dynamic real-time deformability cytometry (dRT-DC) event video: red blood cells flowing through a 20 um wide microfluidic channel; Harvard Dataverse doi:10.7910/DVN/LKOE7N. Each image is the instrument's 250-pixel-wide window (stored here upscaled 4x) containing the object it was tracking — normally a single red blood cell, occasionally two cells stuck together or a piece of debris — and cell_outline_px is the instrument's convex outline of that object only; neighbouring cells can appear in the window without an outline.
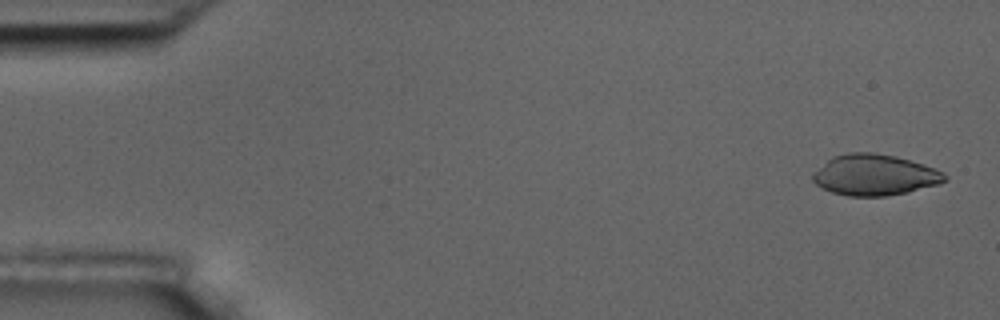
{"species": "common noctule bat (a hibernating species)", "species_latin": "Nyctalus noctula", "temperature_condition": "room temperature", "stored_images_in_passage": 5, "camera_frame_rate_fps": 3000, "um_per_image_px": 0.085, "animal": {"sex": "male", "body_mass_g": 17.5, "forearm_length_mm": 52.3}, "frame": {"image": 1, "passage_image": 1, "time_ms": 0.0, "image_size_px": [1000, 320], "cell_outline_px": [[948, 180], [940, 184], [908, 192], [884, 196], [848, 196], [832, 192], [816, 184], [812, 180], [812, 172], [832, 156], [848, 152], [872, 152], [896, 156], [924, 164], [944, 172], [948, 176]], "centroid_in_image_um": [74.36, 14.86], "position_along_channel_um": 10.6, "area_um2": 31.79}}